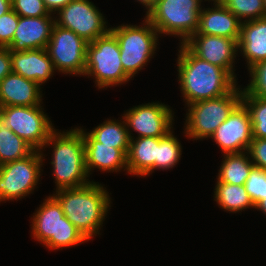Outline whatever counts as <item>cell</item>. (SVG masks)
I'll use <instances>...</instances> for the list:
<instances>
[{
	"label": "cell",
	"mask_w": 266,
	"mask_h": 266,
	"mask_svg": "<svg viewBox=\"0 0 266 266\" xmlns=\"http://www.w3.org/2000/svg\"><path fill=\"white\" fill-rule=\"evenodd\" d=\"M12 9L22 17L48 16L43 0H11Z\"/></svg>",
	"instance_id": "1f68e13d"
},
{
	"label": "cell",
	"mask_w": 266,
	"mask_h": 266,
	"mask_svg": "<svg viewBox=\"0 0 266 266\" xmlns=\"http://www.w3.org/2000/svg\"><path fill=\"white\" fill-rule=\"evenodd\" d=\"M106 120L88 132L96 141L113 148H129V134L125 119Z\"/></svg>",
	"instance_id": "484cf974"
},
{
	"label": "cell",
	"mask_w": 266,
	"mask_h": 266,
	"mask_svg": "<svg viewBox=\"0 0 266 266\" xmlns=\"http://www.w3.org/2000/svg\"><path fill=\"white\" fill-rule=\"evenodd\" d=\"M144 20L143 26L122 24L110 27V32L119 43L123 69L130 78L153 58L158 45L159 33L147 18Z\"/></svg>",
	"instance_id": "52a82bcc"
},
{
	"label": "cell",
	"mask_w": 266,
	"mask_h": 266,
	"mask_svg": "<svg viewBox=\"0 0 266 266\" xmlns=\"http://www.w3.org/2000/svg\"><path fill=\"white\" fill-rule=\"evenodd\" d=\"M223 156L224 160L219 169L218 178H216L217 182L244 185L254 167L248 152L224 154Z\"/></svg>",
	"instance_id": "cb8c5ba5"
},
{
	"label": "cell",
	"mask_w": 266,
	"mask_h": 266,
	"mask_svg": "<svg viewBox=\"0 0 266 266\" xmlns=\"http://www.w3.org/2000/svg\"><path fill=\"white\" fill-rule=\"evenodd\" d=\"M238 50L245 57L248 70L266 60V17L241 22Z\"/></svg>",
	"instance_id": "44dd1931"
},
{
	"label": "cell",
	"mask_w": 266,
	"mask_h": 266,
	"mask_svg": "<svg viewBox=\"0 0 266 266\" xmlns=\"http://www.w3.org/2000/svg\"><path fill=\"white\" fill-rule=\"evenodd\" d=\"M157 0H137V2H140L145 8L147 9L146 13L149 12V10L154 6Z\"/></svg>",
	"instance_id": "74e56055"
},
{
	"label": "cell",
	"mask_w": 266,
	"mask_h": 266,
	"mask_svg": "<svg viewBox=\"0 0 266 266\" xmlns=\"http://www.w3.org/2000/svg\"><path fill=\"white\" fill-rule=\"evenodd\" d=\"M213 5L212 8H202L195 34L215 35L239 42L241 21L219 0H214Z\"/></svg>",
	"instance_id": "ac0fdd59"
},
{
	"label": "cell",
	"mask_w": 266,
	"mask_h": 266,
	"mask_svg": "<svg viewBox=\"0 0 266 266\" xmlns=\"http://www.w3.org/2000/svg\"><path fill=\"white\" fill-rule=\"evenodd\" d=\"M71 1L72 0H43L46 9L51 14H55V12L57 13L60 9L64 8Z\"/></svg>",
	"instance_id": "d590c367"
},
{
	"label": "cell",
	"mask_w": 266,
	"mask_h": 266,
	"mask_svg": "<svg viewBox=\"0 0 266 266\" xmlns=\"http://www.w3.org/2000/svg\"><path fill=\"white\" fill-rule=\"evenodd\" d=\"M210 138L223 154L242 153L248 150L253 139L249 112L241 102L214 131Z\"/></svg>",
	"instance_id": "5bb4252c"
},
{
	"label": "cell",
	"mask_w": 266,
	"mask_h": 266,
	"mask_svg": "<svg viewBox=\"0 0 266 266\" xmlns=\"http://www.w3.org/2000/svg\"><path fill=\"white\" fill-rule=\"evenodd\" d=\"M42 151L0 166V202L21 199L33 193L41 175Z\"/></svg>",
	"instance_id": "30bf717a"
},
{
	"label": "cell",
	"mask_w": 266,
	"mask_h": 266,
	"mask_svg": "<svg viewBox=\"0 0 266 266\" xmlns=\"http://www.w3.org/2000/svg\"><path fill=\"white\" fill-rule=\"evenodd\" d=\"M84 137L85 165L88 175L95 168L106 172L128 170L127 152L129 148H113L96 141L88 132L79 129Z\"/></svg>",
	"instance_id": "e0dca14e"
},
{
	"label": "cell",
	"mask_w": 266,
	"mask_h": 266,
	"mask_svg": "<svg viewBox=\"0 0 266 266\" xmlns=\"http://www.w3.org/2000/svg\"><path fill=\"white\" fill-rule=\"evenodd\" d=\"M11 72V52L8 47H0V82Z\"/></svg>",
	"instance_id": "e575fe53"
},
{
	"label": "cell",
	"mask_w": 266,
	"mask_h": 266,
	"mask_svg": "<svg viewBox=\"0 0 266 266\" xmlns=\"http://www.w3.org/2000/svg\"><path fill=\"white\" fill-rule=\"evenodd\" d=\"M179 48L178 81L187 105L228 94L237 86L223 68L197 57L184 43Z\"/></svg>",
	"instance_id": "6da1fadb"
},
{
	"label": "cell",
	"mask_w": 266,
	"mask_h": 266,
	"mask_svg": "<svg viewBox=\"0 0 266 266\" xmlns=\"http://www.w3.org/2000/svg\"><path fill=\"white\" fill-rule=\"evenodd\" d=\"M263 3H264L265 17H266V0H263Z\"/></svg>",
	"instance_id": "ab89813d"
},
{
	"label": "cell",
	"mask_w": 266,
	"mask_h": 266,
	"mask_svg": "<svg viewBox=\"0 0 266 266\" xmlns=\"http://www.w3.org/2000/svg\"><path fill=\"white\" fill-rule=\"evenodd\" d=\"M202 1L157 0L145 14V18L151 22L159 35L178 36L182 44L197 31Z\"/></svg>",
	"instance_id": "5b68a950"
},
{
	"label": "cell",
	"mask_w": 266,
	"mask_h": 266,
	"mask_svg": "<svg viewBox=\"0 0 266 266\" xmlns=\"http://www.w3.org/2000/svg\"><path fill=\"white\" fill-rule=\"evenodd\" d=\"M87 46L88 42L75 32L54 24L46 50L55 71L84 76Z\"/></svg>",
	"instance_id": "8fae6325"
},
{
	"label": "cell",
	"mask_w": 266,
	"mask_h": 266,
	"mask_svg": "<svg viewBox=\"0 0 266 266\" xmlns=\"http://www.w3.org/2000/svg\"><path fill=\"white\" fill-rule=\"evenodd\" d=\"M54 14L41 17H22L14 32L12 42L7 46L10 52L46 48L55 24Z\"/></svg>",
	"instance_id": "2e32d148"
},
{
	"label": "cell",
	"mask_w": 266,
	"mask_h": 266,
	"mask_svg": "<svg viewBox=\"0 0 266 266\" xmlns=\"http://www.w3.org/2000/svg\"><path fill=\"white\" fill-rule=\"evenodd\" d=\"M239 87L236 86L230 93L220 97L187 105L186 126L184 125L186 137L194 140L210 138L218 126L242 102L243 89Z\"/></svg>",
	"instance_id": "8992f818"
},
{
	"label": "cell",
	"mask_w": 266,
	"mask_h": 266,
	"mask_svg": "<svg viewBox=\"0 0 266 266\" xmlns=\"http://www.w3.org/2000/svg\"><path fill=\"white\" fill-rule=\"evenodd\" d=\"M181 147V143L173 135V130L165 137L157 138V159L153 165V171L155 169L168 170L173 168L181 158Z\"/></svg>",
	"instance_id": "4316f807"
},
{
	"label": "cell",
	"mask_w": 266,
	"mask_h": 266,
	"mask_svg": "<svg viewBox=\"0 0 266 266\" xmlns=\"http://www.w3.org/2000/svg\"><path fill=\"white\" fill-rule=\"evenodd\" d=\"M52 145L53 176L56 191L79 188L89 184V175L85 165L84 137L79 128L57 132L55 129L44 143V147Z\"/></svg>",
	"instance_id": "3957f363"
},
{
	"label": "cell",
	"mask_w": 266,
	"mask_h": 266,
	"mask_svg": "<svg viewBox=\"0 0 266 266\" xmlns=\"http://www.w3.org/2000/svg\"><path fill=\"white\" fill-rule=\"evenodd\" d=\"M55 14L56 25L72 30L88 43L110 31L105 17L90 0H72Z\"/></svg>",
	"instance_id": "7c38bea8"
},
{
	"label": "cell",
	"mask_w": 266,
	"mask_h": 266,
	"mask_svg": "<svg viewBox=\"0 0 266 266\" xmlns=\"http://www.w3.org/2000/svg\"><path fill=\"white\" fill-rule=\"evenodd\" d=\"M41 86L11 72L0 82V107L42 105Z\"/></svg>",
	"instance_id": "d6986e66"
},
{
	"label": "cell",
	"mask_w": 266,
	"mask_h": 266,
	"mask_svg": "<svg viewBox=\"0 0 266 266\" xmlns=\"http://www.w3.org/2000/svg\"><path fill=\"white\" fill-rule=\"evenodd\" d=\"M41 105L0 107V118L34 150L41 151L55 130ZM45 113V114H44Z\"/></svg>",
	"instance_id": "9c48e42d"
},
{
	"label": "cell",
	"mask_w": 266,
	"mask_h": 266,
	"mask_svg": "<svg viewBox=\"0 0 266 266\" xmlns=\"http://www.w3.org/2000/svg\"><path fill=\"white\" fill-rule=\"evenodd\" d=\"M247 152L255 167L266 170V139L253 138Z\"/></svg>",
	"instance_id": "836d02e7"
},
{
	"label": "cell",
	"mask_w": 266,
	"mask_h": 266,
	"mask_svg": "<svg viewBox=\"0 0 266 266\" xmlns=\"http://www.w3.org/2000/svg\"><path fill=\"white\" fill-rule=\"evenodd\" d=\"M197 57L223 68L236 82L234 63L238 42L215 35L193 34L184 43Z\"/></svg>",
	"instance_id": "9a60e30c"
},
{
	"label": "cell",
	"mask_w": 266,
	"mask_h": 266,
	"mask_svg": "<svg viewBox=\"0 0 266 266\" xmlns=\"http://www.w3.org/2000/svg\"><path fill=\"white\" fill-rule=\"evenodd\" d=\"M242 103L251 118L253 138L266 139V99L252 96L243 89Z\"/></svg>",
	"instance_id": "83f0119b"
},
{
	"label": "cell",
	"mask_w": 266,
	"mask_h": 266,
	"mask_svg": "<svg viewBox=\"0 0 266 266\" xmlns=\"http://www.w3.org/2000/svg\"><path fill=\"white\" fill-rule=\"evenodd\" d=\"M106 187L98 182L79 188L57 190L52 196L61 205L67 219L89 241L99 233L111 207V198Z\"/></svg>",
	"instance_id": "7a4b0ae2"
},
{
	"label": "cell",
	"mask_w": 266,
	"mask_h": 266,
	"mask_svg": "<svg viewBox=\"0 0 266 266\" xmlns=\"http://www.w3.org/2000/svg\"><path fill=\"white\" fill-rule=\"evenodd\" d=\"M120 59L119 43L109 31L88 43L84 76H93L99 89L125 84L131 78Z\"/></svg>",
	"instance_id": "ba28073f"
},
{
	"label": "cell",
	"mask_w": 266,
	"mask_h": 266,
	"mask_svg": "<svg viewBox=\"0 0 266 266\" xmlns=\"http://www.w3.org/2000/svg\"><path fill=\"white\" fill-rule=\"evenodd\" d=\"M157 159V138L131 136L127 152V172L134 176H149Z\"/></svg>",
	"instance_id": "7402d4cb"
},
{
	"label": "cell",
	"mask_w": 266,
	"mask_h": 266,
	"mask_svg": "<svg viewBox=\"0 0 266 266\" xmlns=\"http://www.w3.org/2000/svg\"><path fill=\"white\" fill-rule=\"evenodd\" d=\"M19 22V15L11 9L0 17V47H7L13 39Z\"/></svg>",
	"instance_id": "d6a6232c"
},
{
	"label": "cell",
	"mask_w": 266,
	"mask_h": 266,
	"mask_svg": "<svg viewBox=\"0 0 266 266\" xmlns=\"http://www.w3.org/2000/svg\"><path fill=\"white\" fill-rule=\"evenodd\" d=\"M248 71L251 80L244 89L252 96L266 99V60L258 62Z\"/></svg>",
	"instance_id": "4dcf8cb0"
},
{
	"label": "cell",
	"mask_w": 266,
	"mask_h": 266,
	"mask_svg": "<svg viewBox=\"0 0 266 266\" xmlns=\"http://www.w3.org/2000/svg\"><path fill=\"white\" fill-rule=\"evenodd\" d=\"M34 149L0 118V166L29 156Z\"/></svg>",
	"instance_id": "d4e9b609"
},
{
	"label": "cell",
	"mask_w": 266,
	"mask_h": 266,
	"mask_svg": "<svg viewBox=\"0 0 266 266\" xmlns=\"http://www.w3.org/2000/svg\"><path fill=\"white\" fill-rule=\"evenodd\" d=\"M254 209L260 210V211H262L266 215V197H265V199L259 201L255 205V208Z\"/></svg>",
	"instance_id": "f35d334b"
},
{
	"label": "cell",
	"mask_w": 266,
	"mask_h": 266,
	"mask_svg": "<svg viewBox=\"0 0 266 266\" xmlns=\"http://www.w3.org/2000/svg\"><path fill=\"white\" fill-rule=\"evenodd\" d=\"M12 72L42 86L49 80L55 68L46 48L11 52Z\"/></svg>",
	"instance_id": "ffe728a7"
},
{
	"label": "cell",
	"mask_w": 266,
	"mask_h": 266,
	"mask_svg": "<svg viewBox=\"0 0 266 266\" xmlns=\"http://www.w3.org/2000/svg\"><path fill=\"white\" fill-rule=\"evenodd\" d=\"M245 189L254 206L266 197V170L253 167L248 179L245 181Z\"/></svg>",
	"instance_id": "f546056e"
},
{
	"label": "cell",
	"mask_w": 266,
	"mask_h": 266,
	"mask_svg": "<svg viewBox=\"0 0 266 266\" xmlns=\"http://www.w3.org/2000/svg\"><path fill=\"white\" fill-rule=\"evenodd\" d=\"M12 9L11 0H0V17Z\"/></svg>",
	"instance_id": "8d00e7d4"
},
{
	"label": "cell",
	"mask_w": 266,
	"mask_h": 266,
	"mask_svg": "<svg viewBox=\"0 0 266 266\" xmlns=\"http://www.w3.org/2000/svg\"><path fill=\"white\" fill-rule=\"evenodd\" d=\"M35 212L32 218L33 237L50 250L69 248L87 241L67 219L52 195L45 198Z\"/></svg>",
	"instance_id": "277c9868"
},
{
	"label": "cell",
	"mask_w": 266,
	"mask_h": 266,
	"mask_svg": "<svg viewBox=\"0 0 266 266\" xmlns=\"http://www.w3.org/2000/svg\"><path fill=\"white\" fill-rule=\"evenodd\" d=\"M219 1L229 11H231L241 22L265 17L263 0H219Z\"/></svg>",
	"instance_id": "f1b7e54d"
},
{
	"label": "cell",
	"mask_w": 266,
	"mask_h": 266,
	"mask_svg": "<svg viewBox=\"0 0 266 266\" xmlns=\"http://www.w3.org/2000/svg\"><path fill=\"white\" fill-rule=\"evenodd\" d=\"M214 190V201L226 211L238 213L244 209L255 208L244 185L216 182Z\"/></svg>",
	"instance_id": "603a6c76"
},
{
	"label": "cell",
	"mask_w": 266,
	"mask_h": 266,
	"mask_svg": "<svg viewBox=\"0 0 266 266\" xmlns=\"http://www.w3.org/2000/svg\"><path fill=\"white\" fill-rule=\"evenodd\" d=\"M174 113L169 105L152 102L145 103L127 110L122 118L125 119L129 138L130 129L140 137L163 138L173 129Z\"/></svg>",
	"instance_id": "4fadbf2b"
}]
</instances>
